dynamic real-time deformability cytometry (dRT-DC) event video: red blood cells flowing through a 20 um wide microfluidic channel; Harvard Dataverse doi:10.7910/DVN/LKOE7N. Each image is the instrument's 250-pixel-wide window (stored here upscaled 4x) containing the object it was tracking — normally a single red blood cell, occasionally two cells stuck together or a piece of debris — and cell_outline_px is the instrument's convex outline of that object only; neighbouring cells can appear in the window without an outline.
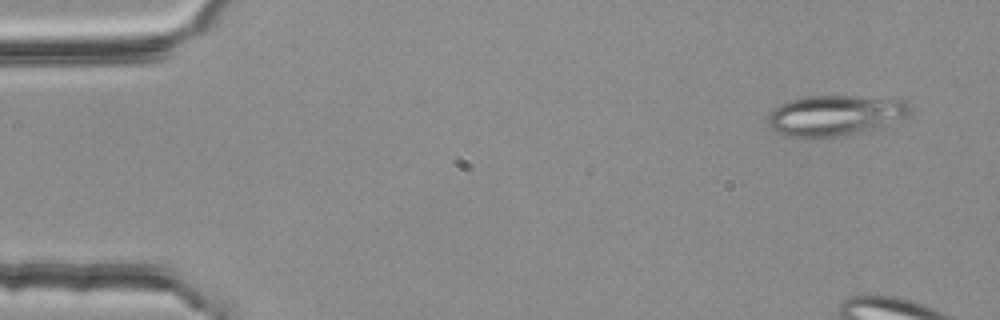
{"species": "common noctule bat (a hibernating species)", "species_latin": "Nyctalus noctula", "temperature_condition": "room temperature", "stored_images_in_passage": 3, "camera_frame_rate_fps": 3000, "um_per_image_px": 0.085, "animal": {"sex": "female", "body_mass_g": 25.1}, "frame": {"image": 1, "passage_image": 1, "time_ms": 0.0, "image_size_px": [1000, 320], "cell_outline_px": [[912, 108], [904, 116], [864, 132], [836, 136], [804, 140], [784, 136], [776, 132], [768, 124], [768, 112], [780, 104], [788, 100], [808, 96], [852, 96], [908, 100], [912, 104]], "centroid_in_image_um": [70.89, 9.83], "position_along_channel_um": 14.1, "area_um2": 33.87}}